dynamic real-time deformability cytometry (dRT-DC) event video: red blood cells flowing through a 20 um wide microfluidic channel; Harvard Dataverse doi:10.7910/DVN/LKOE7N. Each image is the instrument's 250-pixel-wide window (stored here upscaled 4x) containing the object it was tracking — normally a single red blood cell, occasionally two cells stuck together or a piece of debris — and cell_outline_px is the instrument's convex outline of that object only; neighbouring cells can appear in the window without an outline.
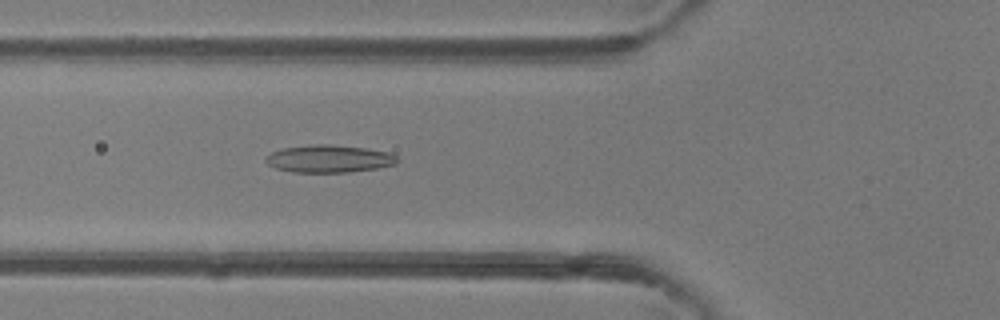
{"species": "common noctule bat (a hibernating species)", "species_latin": "Nyctalus noctula", "temperature_condition": "room temperature", "stored_images_in_passage": 35, "camera_frame_rate_fps": 3000, "um_per_image_px": 0.085, "animal": {"sex": "female"}, "frame": {"image": 1, "passage_image": 5, "time_ms": 1.333, "image_size_px": [1000, 320], "cell_outline_px": [[400, 160], [396, 164], [380, 168], [348, 172], [292, 172], [276, 168], [268, 164], [264, 160], [272, 152], [284, 148], [316, 144], [328, 144], [368, 148], [388, 152], [396, 156]], "centroid_in_image_um": [28.02, 13.5], "position_along_channel_um": 97.8, "area_um2": 21.1}}
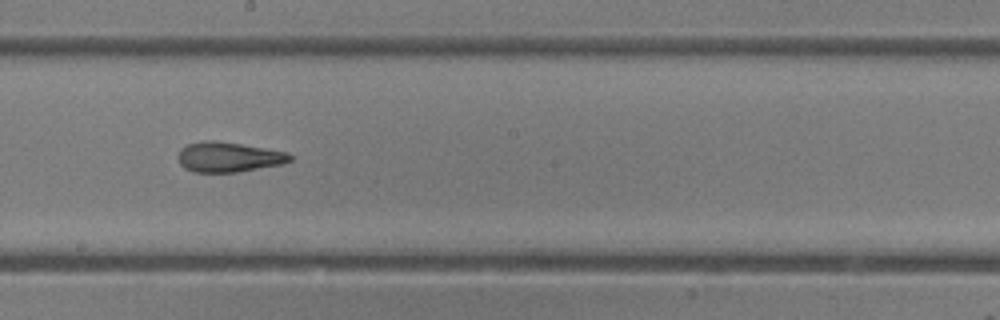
{"frame": {"image": 2, "passage_image": 14, "time_ms": 4.333, "image_size_px": [1000, 320], "cell_outline_px": [[292, 160], [284, 164], [236, 172], [192, 172], [184, 168], [180, 164], [176, 156], [180, 148], [188, 144], [204, 140], [216, 140], [288, 152], [292, 156]], "centroid_in_image_um": [19.4, 13.35], "position_along_channel_um": 228.8, "area_um2": 19.77}}
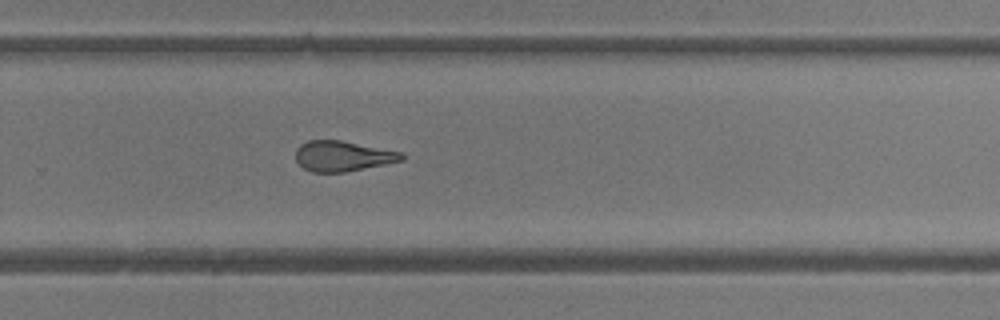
{"frame": {"image": 3, "passage_image": 19, "time_ms": 6.0, "image_size_px": [1000, 320], "cell_outline_px": [[404, 160], [344, 172], [312, 172], [304, 168], [296, 160], [296, 148], [300, 144], [308, 140], [340, 140], [404, 152]], "centroid_in_image_um": [29.13, 13.26], "position_along_channel_um": 300.7, "area_um2": 18.73}, "authors_computed_cell_mechanics": {"area_um2": 19.941, "velocity_mm_per_s": 4.3369, "shape_relaxation_time_tau1_ms": 11.1048, "shape_relaxation_time_tau2_ms": 2.1912, "deformation_change_tau1": 0.3045, "deformation_change_tau2": 0.1228}}